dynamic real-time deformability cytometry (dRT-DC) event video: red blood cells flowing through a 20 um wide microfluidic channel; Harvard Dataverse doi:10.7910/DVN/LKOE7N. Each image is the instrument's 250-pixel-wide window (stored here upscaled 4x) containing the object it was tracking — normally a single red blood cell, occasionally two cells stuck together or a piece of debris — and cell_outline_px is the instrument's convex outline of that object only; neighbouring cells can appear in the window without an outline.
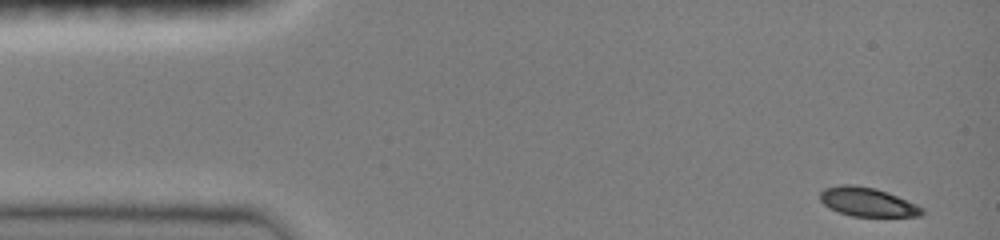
{"species": "common noctule bat (a hibernating species)", "species_latin": "Nyctalus noctula", "temperature_condition": "room temperature", "stored_images_in_passage": 8, "camera_frame_rate_fps": 3000, "um_per_image_px": 0.085, "animal": {"sex": "female", "body_mass_g": 19.0, "forearm_length_mm": 51.5}, "frame": {"image": 1, "passage_image": 1, "time_ms": 0.0, "image_size_px": [1000, 240], "cell_outline_px": [[924, 212], [920, 216], [852, 216], [828, 208], [820, 200], [820, 192], [824, 188], [840, 184], [852, 184], [876, 188], [916, 204], [924, 208]], "centroid_in_image_um": [73.7, 17.16], "position_along_channel_um": 11.3, "area_um2": 17.11}}